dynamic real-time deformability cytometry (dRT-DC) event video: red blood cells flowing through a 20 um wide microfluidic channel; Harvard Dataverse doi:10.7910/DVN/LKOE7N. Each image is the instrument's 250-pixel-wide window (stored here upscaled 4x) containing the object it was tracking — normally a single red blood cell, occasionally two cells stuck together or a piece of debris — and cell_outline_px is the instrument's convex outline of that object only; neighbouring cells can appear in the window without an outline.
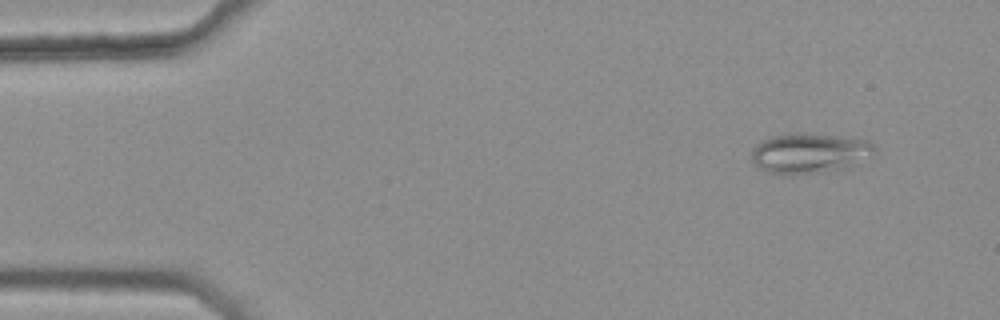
{"species": "common noctule bat (a hibernating species)", "species_latin": "Nyctalus noctula", "temperature_condition": "warm", "stored_images_in_passage": 5, "camera_frame_rate_fps": 3000, "um_per_image_px": 0.085, "animal": {"sex": "female", "body_mass_g": 25.1}, "frame": {"image": 1, "passage_image": 2, "time_ms": 0.333, "image_size_px": [1000, 320], "cell_outline_px": [[876, 148], [872, 152], [848, 168], [824, 172], [788, 176], [768, 172], [760, 168], [752, 160], [752, 148], [756, 144], [768, 136], [784, 132], [804, 132], [868, 140]], "centroid_in_image_um": [68.72, 13.01], "position_along_channel_um": 16.3, "area_um2": 29.13}}